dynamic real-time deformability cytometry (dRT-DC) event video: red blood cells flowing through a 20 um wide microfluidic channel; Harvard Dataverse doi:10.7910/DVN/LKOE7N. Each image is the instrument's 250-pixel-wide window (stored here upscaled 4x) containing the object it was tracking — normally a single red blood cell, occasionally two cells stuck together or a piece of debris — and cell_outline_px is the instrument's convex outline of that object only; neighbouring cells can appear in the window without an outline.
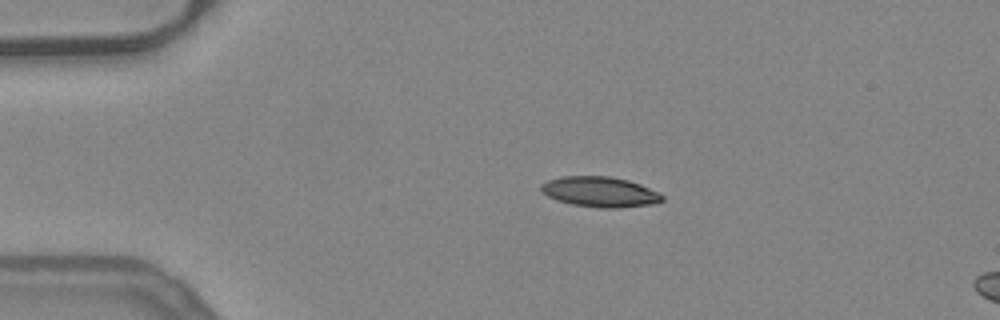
{"species": "common noctule bat (a hibernating species)", "species_latin": "Nyctalus noctula", "temperature_condition": "warm", "stored_images_in_passage": 16, "camera_frame_rate_fps": 3000, "um_per_image_px": 0.085, "animal": {"sex": "female", "body_mass_g": 24.6, "forearm_length_mm": 56.2}, "frame": {"image": 1, "passage_image": 12, "time_ms": 3.667, "image_size_px": [1000, 320], "cell_outline_px": [[664, 200], [652, 204], [620, 208], [600, 208], [572, 204], [556, 200], [540, 192], [540, 184], [548, 180], [560, 176], [608, 176], [628, 180], [640, 184], [664, 196]], "centroid_in_image_um": [50.95, 16.31], "position_along_channel_um": 34.0, "area_um2": 21.44}}